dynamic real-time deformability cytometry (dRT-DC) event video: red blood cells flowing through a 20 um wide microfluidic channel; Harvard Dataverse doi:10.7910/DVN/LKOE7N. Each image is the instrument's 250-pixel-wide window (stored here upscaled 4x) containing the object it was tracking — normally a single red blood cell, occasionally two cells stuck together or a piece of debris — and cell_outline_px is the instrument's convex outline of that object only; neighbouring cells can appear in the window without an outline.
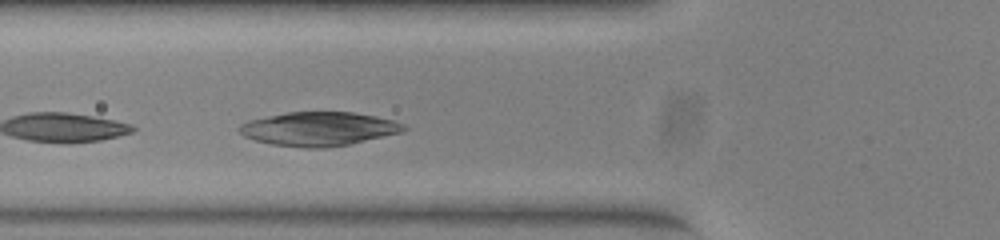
{"species": "common noctule bat (a hibernating species)", "species_latin": "Nyctalus noctula", "temperature_condition": "warm", "stored_images_in_passage": 21, "camera_frame_rate_fps": 3000, "um_per_image_px": 0.085, "animal": {"sex": "female", "body_mass_g": 23.0, "forearm_length_mm": 53.4}, "frame": {"image": 1, "passage_image": 7, "time_ms": 2.0, "image_size_px": [1000, 240], "cell_outline_px": [[408, 128], [404, 132], [348, 144], [324, 148], [304, 148], [272, 144], [256, 140], [244, 136], [236, 128], [240, 124], [248, 120], [288, 112], [352, 112], [376, 116], [392, 120], [404, 124]], "centroid_in_image_um": [27.1, 10.95], "position_along_channel_um": 98.7, "area_um2": 32.43}}